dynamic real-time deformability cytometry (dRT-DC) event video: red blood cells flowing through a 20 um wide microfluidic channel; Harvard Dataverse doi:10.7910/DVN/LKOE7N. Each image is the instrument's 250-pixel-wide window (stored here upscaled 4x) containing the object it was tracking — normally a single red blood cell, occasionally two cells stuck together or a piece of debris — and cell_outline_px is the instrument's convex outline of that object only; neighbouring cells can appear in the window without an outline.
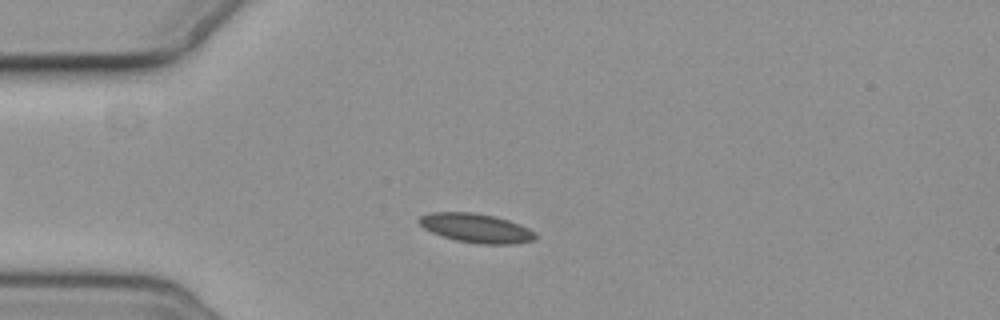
{"species": "common noctule bat (a hibernating species)", "species_latin": "Nyctalus noctula", "temperature_condition": "cold", "stored_images_in_passage": 9, "camera_frame_rate_fps": 3000, "um_per_image_px": 0.085, "animal": {"sex": "female", "body_mass_g": 19.3, "forearm_length_mm": 54.1}, "frame": {"image": 1, "passage_image": 2, "time_ms": 1.333, "image_size_px": [1000, 320], "cell_outline_px": [[536, 236], [532, 240], [512, 244], [480, 244], [456, 240], [432, 232], [424, 228], [416, 220], [420, 216], [428, 212], [472, 212], [496, 216], [520, 224], [536, 232]], "centroid_in_image_um": [40.45, 19.37], "position_along_channel_um": 44.5, "area_um2": 19.71}}
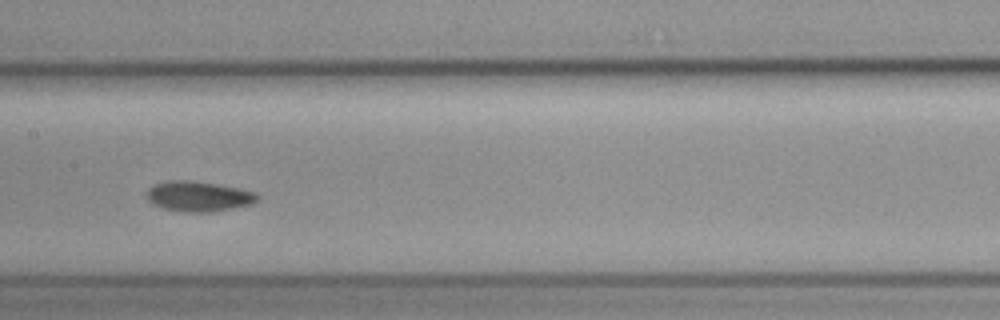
{"frame": {"image": 2, "passage_image": 6, "time_ms": 6.0, "image_size_px": [1000, 320], "cell_outline_px": [[260, 196], [252, 204], [212, 212], [180, 212], [160, 208], [152, 204], [148, 200], [148, 188], [152, 184], [168, 180], [192, 180], [240, 188], [256, 192]], "centroid_in_image_um": [16.85, 16.69], "position_along_channel_um": 190.6, "area_um2": 19.77}}
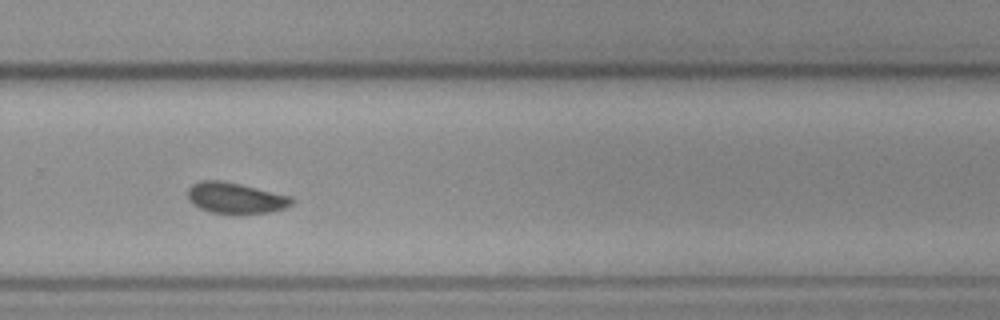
{"frame": {"image": 3, "passage_image": 9, "time_ms": 9.333, "image_size_px": [1000, 320], "cell_outline_px": [[296, 200], [292, 204], [284, 208], [268, 212], [208, 212], [192, 204], [188, 200], [188, 188], [192, 184], [200, 180], [220, 180], [240, 184], [292, 196]], "centroid_in_image_um": [20.0, 16.8], "position_along_channel_um": 309.8, "area_um2": 18.5}}